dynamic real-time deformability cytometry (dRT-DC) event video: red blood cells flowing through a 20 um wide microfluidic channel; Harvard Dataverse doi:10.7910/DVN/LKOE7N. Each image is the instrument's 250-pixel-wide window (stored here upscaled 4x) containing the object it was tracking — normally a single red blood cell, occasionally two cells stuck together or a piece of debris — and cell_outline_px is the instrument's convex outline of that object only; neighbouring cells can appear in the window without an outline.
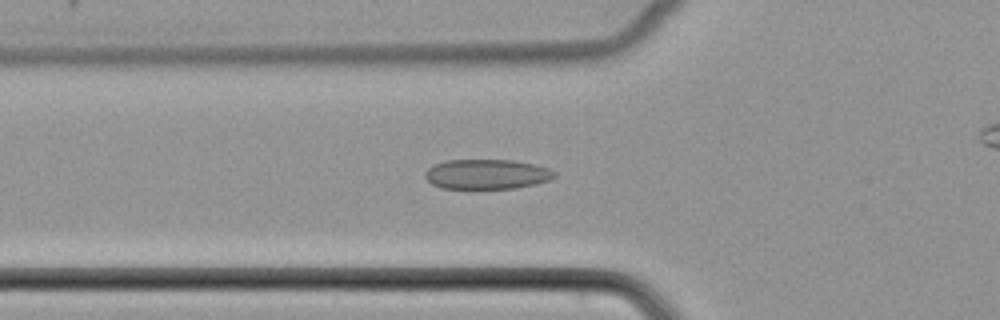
{"species": "common noctule bat (a hibernating species)", "species_latin": "Nyctalus noctula", "temperature_condition": "cold", "stored_images_in_passage": 45, "camera_frame_rate_fps": 3000, "um_per_image_px": 0.085, "animal": {"sex": "female", "body_mass_g": 22.7, "forearm_length_mm": 54.2}, "frame": {"image": 1, "passage_image": 18, "time_ms": 5.667, "image_size_px": [1000, 320], "cell_outline_px": [[556, 176], [548, 180], [536, 184], [516, 188], [440, 188], [432, 184], [424, 176], [424, 172], [432, 164], [448, 160], [512, 160], [532, 164], [548, 168], [556, 172]], "centroid_in_image_um": [41.35, 14.8], "position_along_channel_um": 84.5, "area_um2": 22.48}}
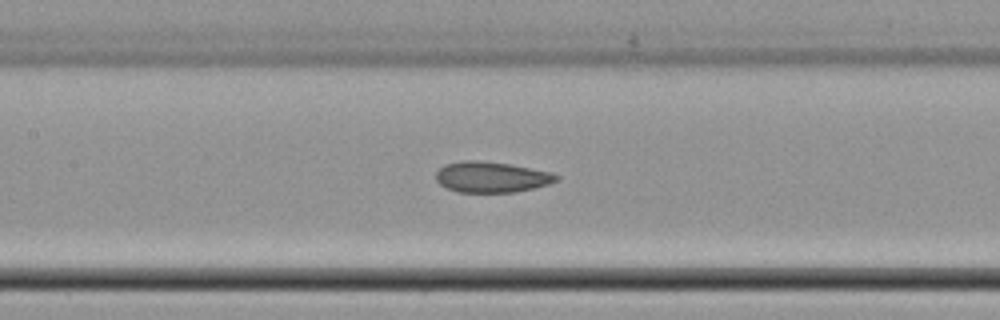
{"frame": {"image": 2, "passage_image": 24, "time_ms": 7.667, "image_size_px": [1000, 320], "cell_outline_px": [[560, 176], [556, 180], [548, 184], [516, 192], [456, 192], [440, 184], [436, 180], [436, 172], [444, 164], [460, 160], [476, 160], [508, 164], [552, 172]], "centroid_in_image_um": [41.74, 15.04], "position_along_channel_um": 165.7, "area_um2": 21.5}}
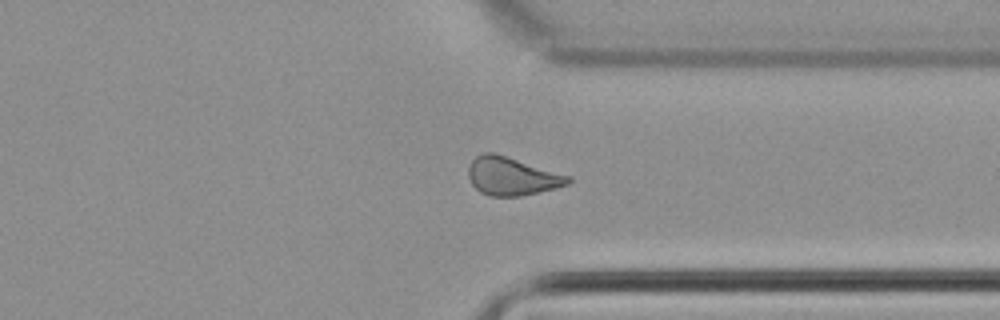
{"frame": {"image": 3, "passage_image": 39, "time_ms": 12.667, "image_size_px": [1000, 320], "cell_outline_px": [[572, 180], [568, 184], [556, 188], [520, 196], [488, 196], [480, 192], [472, 184], [468, 176], [468, 168], [472, 160], [476, 156], [484, 152], [492, 152], [572, 176]], "centroid_in_image_um": [43.51, 14.98], "position_along_channel_um": 367.9, "area_um2": 22.14}}